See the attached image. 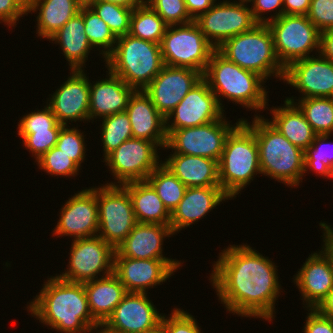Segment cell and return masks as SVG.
Returning a JSON list of instances; mask_svg holds the SVG:
<instances>
[{
    "label": "cell",
    "instance_id": "83f0119b",
    "mask_svg": "<svg viewBox=\"0 0 333 333\" xmlns=\"http://www.w3.org/2000/svg\"><path fill=\"white\" fill-rule=\"evenodd\" d=\"M282 107L271 109L273 125L282 135H284L293 145L299 147L304 152L311 146L316 137V133L311 125L306 121L303 112L294 102L293 97L287 98ZM295 104V105H294Z\"/></svg>",
    "mask_w": 333,
    "mask_h": 333
},
{
    "label": "cell",
    "instance_id": "ffe728a7",
    "mask_svg": "<svg viewBox=\"0 0 333 333\" xmlns=\"http://www.w3.org/2000/svg\"><path fill=\"white\" fill-rule=\"evenodd\" d=\"M316 57L296 60L285 68L283 81L299 90L301 99L333 98V62L320 54Z\"/></svg>",
    "mask_w": 333,
    "mask_h": 333
},
{
    "label": "cell",
    "instance_id": "5b68a950",
    "mask_svg": "<svg viewBox=\"0 0 333 333\" xmlns=\"http://www.w3.org/2000/svg\"><path fill=\"white\" fill-rule=\"evenodd\" d=\"M106 68L134 90H144L164 67L160 44L130 34L117 38Z\"/></svg>",
    "mask_w": 333,
    "mask_h": 333
},
{
    "label": "cell",
    "instance_id": "e0dca14e",
    "mask_svg": "<svg viewBox=\"0 0 333 333\" xmlns=\"http://www.w3.org/2000/svg\"><path fill=\"white\" fill-rule=\"evenodd\" d=\"M202 79L203 74L197 70L164 65L160 73L143 91L166 118Z\"/></svg>",
    "mask_w": 333,
    "mask_h": 333
},
{
    "label": "cell",
    "instance_id": "ac0fdd59",
    "mask_svg": "<svg viewBox=\"0 0 333 333\" xmlns=\"http://www.w3.org/2000/svg\"><path fill=\"white\" fill-rule=\"evenodd\" d=\"M78 192L62 207L53 236H73L76 240L98 235L97 188Z\"/></svg>",
    "mask_w": 333,
    "mask_h": 333
},
{
    "label": "cell",
    "instance_id": "d6986e66",
    "mask_svg": "<svg viewBox=\"0 0 333 333\" xmlns=\"http://www.w3.org/2000/svg\"><path fill=\"white\" fill-rule=\"evenodd\" d=\"M181 266V261L114 257L113 273L127 292L147 293L146 289L165 282Z\"/></svg>",
    "mask_w": 333,
    "mask_h": 333
},
{
    "label": "cell",
    "instance_id": "11a10c76",
    "mask_svg": "<svg viewBox=\"0 0 333 333\" xmlns=\"http://www.w3.org/2000/svg\"><path fill=\"white\" fill-rule=\"evenodd\" d=\"M321 315L333 319V288L315 308Z\"/></svg>",
    "mask_w": 333,
    "mask_h": 333
},
{
    "label": "cell",
    "instance_id": "681fc988",
    "mask_svg": "<svg viewBox=\"0 0 333 333\" xmlns=\"http://www.w3.org/2000/svg\"><path fill=\"white\" fill-rule=\"evenodd\" d=\"M304 333H333V319L321 315L316 309H309Z\"/></svg>",
    "mask_w": 333,
    "mask_h": 333
},
{
    "label": "cell",
    "instance_id": "5bb4252c",
    "mask_svg": "<svg viewBox=\"0 0 333 333\" xmlns=\"http://www.w3.org/2000/svg\"><path fill=\"white\" fill-rule=\"evenodd\" d=\"M248 3V0H239V3L223 0L194 21L217 49L227 39L249 31L258 24L253 18L251 8L246 7Z\"/></svg>",
    "mask_w": 333,
    "mask_h": 333
},
{
    "label": "cell",
    "instance_id": "3957f363",
    "mask_svg": "<svg viewBox=\"0 0 333 333\" xmlns=\"http://www.w3.org/2000/svg\"><path fill=\"white\" fill-rule=\"evenodd\" d=\"M252 124L259 151L261 173L289 186H298L304 175V151L293 145L267 119L255 115Z\"/></svg>",
    "mask_w": 333,
    "mask_h": 333
},
{
    "label": "cell",
    "instance_id": "ee69618b",
    "mask_svg": "<svg viewBox=\"0 0 333 333\" xmlns=\"http://www.w3.org/2000/svg\"><path fill=\"white\" fill-rule=\"evenodd\" d=\"M170 315L162 316L160 328L163 333H201L195 318L186 311L175 308Z\"/></svg>",
    "mask_w": 333,
    "mask_h": 333
},
{
    "label": "cell",
    "instance_id": "f546056e",
    "mask_svg": "<svg viewBox=\"0 0 333 333\" xmlns=\"http://www.w3.org/2000/svg\"><path fill=\"white\" fill-rule=\"evenodd\" d=\"M84 29L83 6H81L79 13L48 39L60 44L71 71L82 70L92 50Z\"/></svg>",
    "mask_w": 333,
    "mask_h": 333
},
{
    "label": "cell",
    "instance_id": "d4e9b609",
    "mask_svg": "<svg viewBox=\"0 0 333 333\" xmlns=\"http://www.w3.org/2000/svg\"><path fill=\"white\" fill-rule=\"evenodd\" d=\"M230 197L221 187H189L186 188L183 199L171 213L170 227L173 233L192 225L206 216L222 201Z\"/></svg>",
    "mask_w": 333,
    "mask_h": 333
},
{
    "label": "cell",
    "instance_id": "4dcf8cb0",
    "mask_svg": "<svg viewBox=\"0 0 333 333\" xmlns=\"http://www.w3.org/2000/svg\"><path fill=\"white\" fill-rule=\"evenodd\" d=\"M122 186L131 197L137 222L170 225L171 214L147 180L129 182Z\"/></svg>",
    "mask_w": 333,
    "mask_h": 333
},
{
    "label": "cell",
    "instance_id": "d590c367",
    "mask_svg": "<svg viewBox=\"0 0 333 333\" xmlns=\"http://www.w3.org/2000/svg\"><path fill=\"white\" fill-rule=\"evenodd\" d=\"M101 140L104 159L124 141L133 137L131 122L126 111L106 116L102 119Z\"/></svg>",
    "mask_w": 333,
    "mask_h": 333
},
{
    "label": "cell",
    "instance_id": "ba28073f",
    "mask_svg": "<svg viewBox=\"0 0 333 333\" xmlns=\"http://www.w3.org/2000/svg\"><path fill=\"white\" fill-rule=\"evenodd\" d=\"M178 26H168L162 37L164 65L191 68L203 74L216 48L195 21Z\"/></svg>",
    "mask_w": 333,
    "mask_h": 333
},
{
    "label": "cell",
    "instance_id": "603a6c76",
    "mask_svg": "<svg viewBox=\"0 0 333 333\" xmlns=\"http://www.w3.org/2000/svg\"><path fill=\"white\" fill-rule=\"evenodd\" d=\"M125 111L129 116L134 138L154 142L161 148L165 147L167 141L165 117L143 90L133 92Z\"/></svg>",
    "mask_w": 333,
    "mask_h": 333
},
{
    "label": "cell",
    "instance_id": "1f68e13d",
    "mask_svg": "<svg viewBox=\"0 0 333 333\" xmlns=\"http://www.w3.org/2000/svg\"><path fill=\"white\" fill-rule=\"evenodd\" d=\"M81 6L78 0H34L27 13L39 10L36 17L38 36L49 39L79 13Z\"/></svg>",
    "mask_w": 333,
    "mask_h": 333
},
{
    "label": "cell",
    "instance_id": "52a82bcc",
    "mask_svg": "<svg viewBox=\"0 0 333 333\" xmlns=\"http://www.w3.org/2000/svg\"><path fill=\"white\" fill-rule=\"evenodd\" d=\"M227 60L260 75L264 80H283L285 68L279 62L272 33L267 24H257L251 30L224 41L217 49Z\"/></svg>",
    "mask_w": 333,
    "mask_h": 333
},
{
    "label": "cell",
    "instance_id": "816d5d0a",
    "mask_svg": "<svg viewBox=\"0 0 333 333\" xmlns=\"http://www.w3.org/2000/svg\"><path fill=\"white\" fill-rule=\"evenodd\" d=\"M311 0H283V14L307 15Z\"/></svg>",
    "mask_w": 333,
    "mask_h": 333
},
{
    "label": "cell",
    "instance_id": "e575fe53",
    "mask_svg": "<svg viewBox=\"0 0 333 333\" xmlns=\"http://www.w3.org/2000/svg\"><path fill=\"white\" fill-rule=\"evenodd\" d=\"M296 105L317 135L333 134V98H304L299 99Z\"/></svg>",
    "mask_w": 333,
    "mask_h": 333
},
{
    "label": "cell",
    "instance_id": "6f0895ef",
    "mask_svg": "<svg viewBox=\"0 0 333 333\" xmlns=\"http://www.w3.org/2000/svg\"><path fill=\"white\" fill-rule=\"evenodd\" d=\"M97 328H100V330H97ZM91 330H96L97 331L96 333H116V332H113V331L107 329L103 324L94 326Z\"/></svg>",
    "mask_w": 333,
    "mask_h": 333
},
{
    "label": "cell",
    "instance_id": "f6af8a7d",
    "mask_svg": "<svg viewBox=\"0 0 333 333\" xmlns=\"http://www.w3.org/2000/svg\"><path fill=\"white\" fill-rule=\"evenodd\" d=\"M63 124L58 123L56 116L48 105L43 110L28 113L18 123V130H61Z\"/></svg>",
    "mask_w": 333,
    "mask_h": 333
},
{
    "label": "cell",
    "instance_id": "74e56055",
    "mask_svg": "<svg viewBox=\"0 0 333 333\" xmlns=\"http://www.w3.org/2000/svg\"><path fill=\"white\" fill-rule=\"evenodd\" d=\"M331 135H316L313 140L311 146L304 153V173L308 171V169L320 174L330 179H332L333 172V152L331 148V142L328 143L326 140ZM327 142V143H326ZM329 145V146H328ZM330 147L329 148H327ZM326 149H325V148ZM333 147V145H332ZM324 149V150H323ZM330 150V152H329ZM328 151V152H327ZM332 154V155H331Z\"/></svg>",
    "mask_w": 333,
    "mask_h": 333
},
{
    "label": "cell",
    "instance_id": "680465c9",
    "mask_svg": "<svg viewBox=\"0 0 333 333\" xmlns=\"http://www.w3.org/2000/svg\"><path fill=\"white\" fill-rule=\"evenodd\" d=\"M16 1L19 2L28 11L34 0H16Z\"/></svg>",
    "mask_w": 333,
    "mask_h": 333
},
{
    "label": "cell",
    "instance_id": "d6a6232c",
    "mask_svg": "<svg viewBox=\"0 0 333 333\" xmlns=\"http://www.w3.org/2000/svg\"><path fill=\"white\" fill-rule=\"evenodd\" d=\"M168 25L147 4L133 9L130 19V35L160 44Z\"/></svg>",
    "mask_w": 333,
    "mask_h": 333
},
{
    "label": "cell",
    "instance_id": "91938a15",
    "mask_svg": "<svg viewBox=\"0 0 333 333\" xmlns=\"http://www.w3.org/2000/svg\"><path fill=\"white\" fill-rule=\"evenodd\" d=\"M96 0H78V2L82 5V6H88L90 3L94 2Z\"/></svg>",
    "mask_w": 333,
    "mask_h": 333
},
{
    "label": "cell",
    "instance_id": "2e32d148",
    "mask_svg": "<svg viewBox=\"0 0 333 333\" xmlns=\"http://www.w3.org/2000/svg\"><path fill=\"white\" fill-rule=\"evenodd\" d=\"M223 111L208 83L202 79L165 118L166 130L196 127L214 122L224 116ZM171 118H173L172 123H170Z\"/></svg>",
    "mask_w": 333,
    "mask_h": 333
},
{
    "label": "cell",
    "instance_id": "f5cc1de1",
    "mask_svg": "<svg viewBox=\"0 0 333 333\" xmlns=\"http://www.w3.org/2000/svg\"><path fill=\"white\" fill-rule=\"evenodd\" d=\"M319 54L333 62V28L321 32Z\"/></svg>",
    "mask_w": 333,
    "mask_h": 333
},
{
    "label": "cell",
    "instance_id": "8fae6325",
    "mask_svg": "<svg viewBox=\"0 0 333 333\" xmlns=\"http://www.w3.org/2000/svg\"><path fill=\"white\" fill-rule=\"evenodd\" d=\"M235 127L222 117L196 127L166 130L164 148L175 150L173 154L201 156L219 162L227 136Z\"/></svg>",
    "mask_w": 333,
    "mask_h": 333
},
{
    "label": "cell",
    "instance_id": "cb8c5ba5",
    "mask_svg": "<svg viewBox=\"0 0 333 333\" xmlns=\"http://www.w3.org/2000/svg\"><path fill=\"white\" fill-rule=\"evenodd\" d=\"M171 235L174 233L170 225L137 222L115 250L114 257L172 260L162 254L163 240Z\"/></svg>",
    "mask_w": 333,
    "mask_h": 333
},
{
    "label": "cell",
    "instance_id": "f1b7e54d",
    "mask_svg": "<svg viewBox=\"0 0 333 333\" xmlns=\"http://www.w3.org/2000/svg\"><path fill=\"white\" fill-rule=\"evenodd\" d=\"M92 317L103 324L127 293L114 273L83 283Z\"/></svg>",
    "mask_w": 333,
    "mask_h": 333
},
{
    "label": "cell",
    "instance_id": "f35d334b",
    "mask_svg": "<svg viewBox=\"0 0 333 333\" xmlns=\"http://www.w3.org/2000/svg\"><path fill=\"white\" fill-rule=\"evenodd\" d=\"M88 6L108 24L117 38L129 33L132 8L101 0H96Z\"/></svg>",
    "mask_w": 333,
    "mask_h": 333
},
{
    "label": "cell",
    "instance_id": "60d3db41",
    "mask_svg": "<svg viewBox=\"0 0 333 333\" xmlns=\"http://www.w3.org/2000/svg\"><path fill=\"white\" fill-rule=\"evenodd\" d=\"M168 26L194 21L186 9L185 0H145Z\"/></svg>",
    "mask_w": 333,
    "mask_h": 333
},
{
    "label": "cell",
    "instance_id": "7dc6e473",
    "mask_svg": "<svg viewBox=\"0 0 333 333\" xmlns=\"http://www.w3.org/2000/svg\"><path fill=\"white\" fill-rule=\"evenodd\" d=\"M248 2H253L251 3L253 5L251 7L252 15L254 20L259 24H266L283 15V0H248ZM274 9L276 13L271 15L270 18L262 17V13L274 12Z\"/></svg>",
    "mask_w": 333,
    "mask_h": 333
},
{
    "label": "cell",
    "instance_id": "484cf974",
    "mask_svg": "<svg viewBox=\"0 0 333 333\" xmlns=\"http://www.w3.org/2000/svg\"><path fill=\"white\" fill-rule=\"evenodd\" d=\"M108 76L95 84L90 83L89 120L124 112L135 91L109 70Z\"/></svg>",
    "mask_w": 333,
    "mask_h": 333
},
{
    "label": "cell",
    "instance_id": "4316f807",
    "mask_svg": "<svg viewBox=\"0 0 333 333\" xmlns=\"http://www.w3.org/2000/svg\"><path fill=\"white\" fill-rule=\"evenodd\" d=\"M162 163L187 187H220L218 161L185 154H170Z\"/></svg>",
    "mask_w": 333,
    "mask_h": 333
},
{
    "label": "cell",
    "instance_id": "bcb514c9",
    "mask_svg": "<svg viewBox=\"0 0 333 333\" xmlns=\"http://www.w3.org/2000/svg\"><path fill=\"white\" fill-rule=\"evenodd\" d=\"M307 17L320 32L333 28V0H311Z\"/></svg>",
    "mask_w": 333,
    "mask_h": 333
},
{
    "label": "cell",
    "instance_id": "ab89813d",
    "mask_svg": "<svg viewBox=\"0 0 333 333\" xmlns=\"http://www.w3.org/2000/svg\"><path fill=\"white\" fill-rule=\"evenodd\" d=\"M37 165L46 173L54 176H75L79 166L57 147L51 148L38 160Z\"/></svg>",
    "mask_w": 333,
    "mask_h": 333
},
{
    "label": "cell",
    "instance_id": "277c9868",
    "mask_svg": "<svg viewBox=\"0 0 333 333\" xmlns=\"http://www.w3.org/2000/svg\"><path fill=\"white\" fill-rule=\"evenodd\" d=\"M203 79L222 109L221 95L222 98L256 111L266 107L268 92L263 86L266 81L260 75L227 60L217 50L210 57Z\"/></svg>",
    "mask_w": 333,
    "mask_h": 333
},
{
    "label": "cell",
    "instance_id": "4fadbf2b",
    "mask_svg": "<svg viewBox=\"0 0 333 333\" xmlns=\"http://www.w3.org/2000/svg\"><path fill=\"white\" fill-rule=\"evenodd\" d=\"M158 146L151 141L130 138L112 151L105 159L117 185L144 181L159 164Z\"/></svg>",
    "mask_w": 333,
    "mask_h": 333
},
{
    "label": "cell",
    "instance_id": "30bf717a",
    "mask_svg": "<svg viewBox=\"0 0 333 333\" xmlns=\"http://www.w3.org/2000/svg\"><path fill=\"white\" fill-rule=\"evenodd\" d=\"M116 182L97 188L98 233L115 250L132 231L137 221L128 191Z\"/></svg>",
    "mask_w": 333,
    "mask_h": 333
},
{
    "label": "cell",
    "instance_id": "9a60e30c",
    "mask_svg": "<svg viewBox=\"0 0 333 333\" xmlns=\"http://www.w3.org/2000/svg\"><path fill=\"white\" fill-rule=\"evenodd\" d=\"M154 306L147 293L127 292L103 325L116 333H151L162 319Z\"/></svg>",
    "mask_w": 333,
    "mask_h": 333
},
{
    "label": "cell",
    "instance_id": "6da1fadb",
    "mask_svg": "<svg viewBox=\"0 0 333 333\" xmlns=\"http://www.w3.org/2000/svg\"><path fill=\"white\" fill-rule=\"evenodd\" d=\"M218 258L210 280L227 311L272 321L281 288L277 266L246 244L230 245Z\"/></svg>",
    "mask_w": 333,
    "mask_h": 333
},
{
    "label": "cell",
    "instance_id": "94428289",
    "mask_svg": "<svg viewBox=\"0 0 333 333\" xmlns=\"http://www.w3.org/2000/svg\"><path fill=\"white\" fill-rule=\"evenodd\" d=\"M151 333H163L162 329L159 327L157 330L151 332Z\"/></svg>",
    "mask_w": 333,
    "mask_h": 333
},
{
    "label": "cell",
    "instance_id": "7a4b0ae2",
    "mask_svg": "<svg viewBox=\"0 0 333 333\" xmlns=\"http://www.w3.org/2000/svg\"><path fill=\"white\" fill-rule=\"evenodd\" d=\"M27 305L38 320L61 333H86L99 323L92 317L83 283L50 277Z\"/></svg>",
    "mask_w": 333,
    "mask_h": 333
},
{
    "label": "cell",
    "instance_id": "7402d4cb",
    "mask_svg": "<svg viewBox=\"0 0 333 333\" xmlns=\"http://www.w3.org/2000/svg\"><path fill=\"white\" fill-rule=\"evenodd\" d=\"M297 273L293 281L300 289L305 307L315 309L333 288V269L328 255L323 250L311 254Z\"/></svg>",
    "mask_w": 333,
    "mask_h": 333
},
{
    "label": "cell",
    "instance_id": "9c48e42d",
    "mask_svg": "<svg viewBox=\"0 0 333 333\" xmlns=\"http://www.w3.org/2000/svg\"><path fill=\"white\" fill-rule=\"evenodd\" d=\"M274 42V50L281 65L286 68L292 62L310 57L320 49L318 28L307 15H285L266 23Z\"/></svg>",
    "mask_w": 333,
    "mask_h": 333
},
{
    "label": "cell",
    "instance_id": "836d02e7",
    "mask_svg": "<svg viewBox=\"0 0 333 333\" xmlns=\"http://www.w3.org/2000/svg\"><path fill=\"white\" fill-rule=\"evenodd\" d=\"M147 181L156 190L163 205L171 214L183 199L187 187L162 163V160L148 176Z\"/></svg>",
    "mask_w": 333,
    "mask_h": 333
},
{
    "label": "cell",
    "instance_id": "7bdbcfd3",
    "mask_svg": "<svg viewBox=\"0 0 333 333\" xmlns=\"http://www.w3.org/2000/svg\"><path fill=\"white\" fill-rule=\"evenodd\" d=\"M26 149L35 155L36 161L56 146L60 130H18Z\"/></svg>",
    "mask_w": 333,
    "mask_h": 333
},
{
    "label": "cell",
    "instance_id": "b9f144b4",
    "mask_svg": "<svg viewBox=\"0 0 333 333\" xmlns=\"http://www.w3.org/2000/svg\"><path fill=\"white\" fill-rule=\"evenodd\" d=\"M68 127L65 125L61 128L55 147L65 153L80 167L85 158L86 143L79 129Z\"/></svg>",
    "mask_w": 333,
    "mask_h": 333
},
{
    "label": "cell",
    "instance_id": "f907efd6",
    "mask_svg": "<svg viewBox=\"0 0 333 333\" xmlns=\"http://www.w3.org/2000/svg\"><path fill=\"white\" fill-rule=\"evenodd\" d=\"M215 3L216 0H185L186 9L193 20L207 12Z\"/></svg>",
    "mask_w": 333,
    "mask_h": 333
},
{
    "label": "cell",
    "instance_id": "8d00e7d4",
    "mask_svg": "<svg viewBox=\"0 0 333 333\" xmlns=\"http://www.w3.org/2000/svg\"><path fill=\"white\" fill-rule=\"evenodd\" d=\"M85 34L93 48H103L101 53L106 58L114 49L117 37L108 24L105 23L89 6H83Z\"/></svg>",
    "mask_w": 333,
    "mask_h": 333
},
{
    "label": "cell",
    "instance_id": "8992f818",
    "mask_svg": "<svg viewBox=\"0 0 333 333\" xmlns=\"http://www.w3.org/2000/svg\"><path fill=\"white\" fill-rule=\"evenodd\" d=\"M242 120L227 136L218 162L220 187L230 198L251 183L255 174H262L254 132Z\"/></svg>",
    "mask_w": 333,
    "mask_h": 333
},
{
    "label": "cell",
    "instance_id": "9f6ffc18",
    "mask_svg": "<svg viewBox=\"0 0 333 333\" xmlns=\"http://www.w3.org/2000/svg\"><path fill=\"white\" fill-rule=\"evenodd\" d=\"M101 1L110 2V3L118 4L121 6H126L129 8H132V9L145 3L144 0H101Z\"/></svg>",
    "mask_w": 333,
    "mask_h": 333
},
{
    "label": "cell",
    "instance_id": "db71d44e",
    "mask_svg": "<svg viewBox=\"0 0 333 333\" xmlns=\"http://www.w3.org/2000/svg\"><path fill=\"white\" fill-rule=\"evenodd\" d=\"M321 228L324 229L323 231V242L324 247L322 250L328 255L332 269H333V228H330L331 225H328L324 222L319 223Z\"/></svg>",
    "mask_w": 333,
    "mask_h": 333
},
{
    "label": "cell",
    "instance_id": "c3c4849f",
    "mask_svg": "<svg viewBox=\"0 0 333 333\" xmlns=\"http://www.w3.org/2000/svg\"><path fill=\"white\" fill-rule=\"evenodd\" d=\"M27 14V10L16 0H0V21L9 27L16 26L18 19Z\"/></svg>",
    "mask_w": 333,
    "mask_h": 333
},
{
    "label": "cell",
    "instance_id": "44dd1931",
    "mask_svg": "<svg viewBox=\"0 0 333 333\" xmlns=\"http://www.w3.org/2000/svg\"><path fill=\"white\" fill-rule=\"evenodd\" d=\"M72 72V73H71ZM67 81L58 88L47 105L56 116L58 123L77 120L89 121L90 80L84 70H72Z\"/></svg>",
    "mask_w": 333,
    "mask_h": 333
},
{
    "label": "cell",
    "instance_id": "7c38bea8",
    "mask_svg": "<svg viewBox=\"0 0 333 333\" xmlns=\"http://www.w3.org/2000/svg\"><path fill=\"white\" fill-rule=\"evenodd\" d=\"M70 250L68 269L57 275L59 278L86 283L98 278L100 272H104L103 277L113 273L115 249L100 236L73 240Z\"/></svg>",
    "mask_w": 333,
    "mask_h": 333
}]
</instances>
